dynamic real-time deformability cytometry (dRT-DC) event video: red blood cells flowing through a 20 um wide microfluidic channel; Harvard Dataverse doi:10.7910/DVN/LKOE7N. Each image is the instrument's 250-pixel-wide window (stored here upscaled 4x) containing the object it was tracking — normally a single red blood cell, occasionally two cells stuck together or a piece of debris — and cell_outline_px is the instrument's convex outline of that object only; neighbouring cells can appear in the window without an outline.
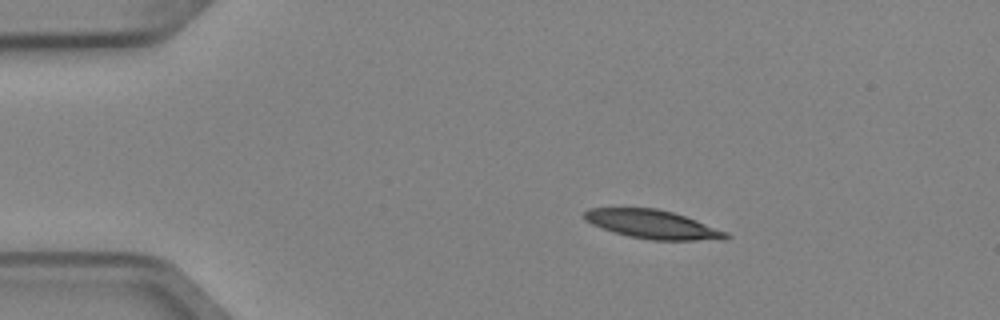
{"species": "Egyptian fruit bat (a non-hibernating species)", "species_latin": "Rousettus aegyptiacus", "temperature_condition": "cold", "stored_images_in_passage": 6, "camera_frame_rate_fps": 3000, "um_per_image_px": 0.085, "animal": {"sex": "female"}, "frame": {"image": 1, "passage_image": 2, "time_ms": 0.333, "image_size_px": [1000, 320], "cell_outline_px": [[732, 236], [724, 240], [652, 240], [628, 236], [592, 224], [584, 220], [584, 212], [588, 208], [656, 208], [672, 212], [696, 220], [728, 232]], "centroid_in_image_um": [55.51, 19.07], "position_along_channel_um": 29.5, "area_um2": 23.52}}
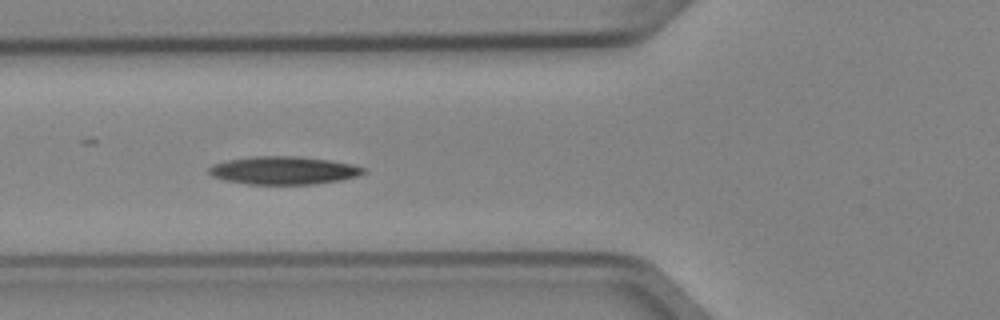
{"frame": {"image": 2, "passage_image": 5, "time_ms": 1.333, "image_size_px": [1000, 320], "cell_outline_px": [[368, 172], [356, 176], [340, 180], [316, 184], [248, 184], [224, 180], [212, 176], [208, 172], [208, 168], [212, 164], [228, 160], [252, 156], [296, 156], [328, 160], [352, 164], [364, 168]], "centroid_in_image_um": [24.09, 14.48], "position_along_channel_um": 101.7, "area_um2": 25.2}}
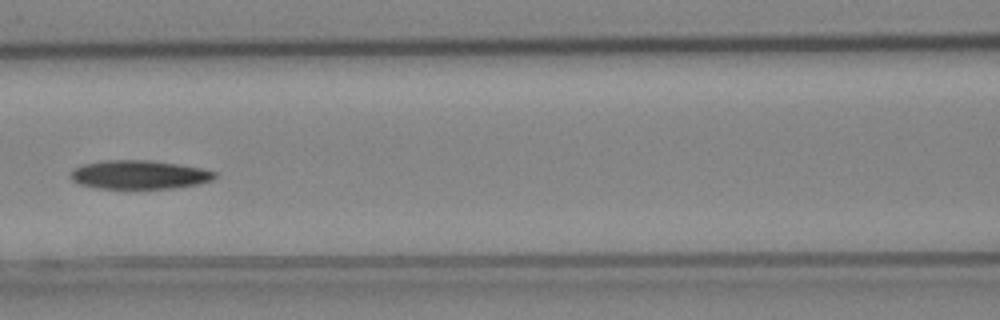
{"frame": {"image": 3, "passage_image": 6, "time_ms": 1.667, "image_size_px": [1000, 320], "cell_outline_px": [[216, 176], [212, 180], [200, 184], [176, 188], [128, 192], [96, 188], [80, 184], [72, 180], [68, 176], [72, 168], [84, 164], [104, 160], [152, 160], [200, 168], [216, 172]], "centroid_in_image_um": [11.78, 14.9], "position_along_channel_um": 154.8, "area_um2": 25.37}}